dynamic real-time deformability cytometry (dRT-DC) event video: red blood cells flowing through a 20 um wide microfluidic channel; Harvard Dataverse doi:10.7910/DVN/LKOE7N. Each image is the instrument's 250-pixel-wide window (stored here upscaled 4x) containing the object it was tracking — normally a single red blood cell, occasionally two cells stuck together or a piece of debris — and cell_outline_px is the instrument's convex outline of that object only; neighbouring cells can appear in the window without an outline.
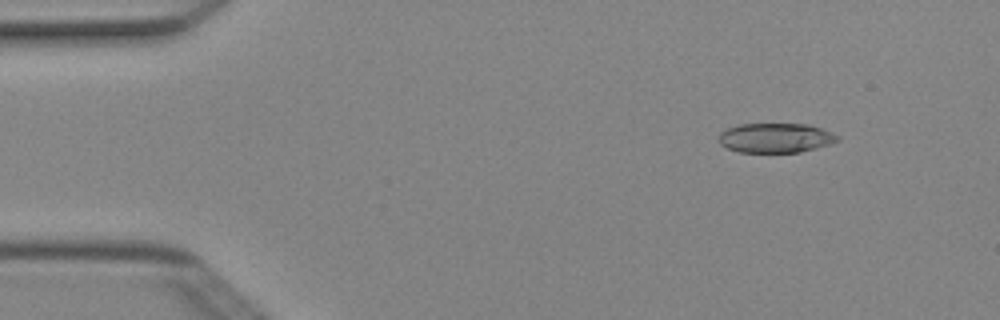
{"species": "Egyptian fruit bat (a non-hibernating species)", "species_latin": "Rousettus aegyptiacus", "temperature_condition": "cold", "stored_images_in_passage": 3, "camera_frame_rate_fps": 3000, "um_per_image_px": 0.085, "animal": {"sex": "female"}, "frame": {"image": 1, "passage_image": 1, "time_ms": 0.0, "image_size_px": [1000, 320], "cell_outline_px": [[840, 140], [832, 144], [800, 152], [740, 152], [728, 148], [720, 144], [720, 132], [728, 128], [740, 124], [808, 124], [820, 128], [840, 136]], "centroid_in_image_um": [65.96, 11.72], "position_along_channel_um": 19.0, "area_um2": 20.4}}